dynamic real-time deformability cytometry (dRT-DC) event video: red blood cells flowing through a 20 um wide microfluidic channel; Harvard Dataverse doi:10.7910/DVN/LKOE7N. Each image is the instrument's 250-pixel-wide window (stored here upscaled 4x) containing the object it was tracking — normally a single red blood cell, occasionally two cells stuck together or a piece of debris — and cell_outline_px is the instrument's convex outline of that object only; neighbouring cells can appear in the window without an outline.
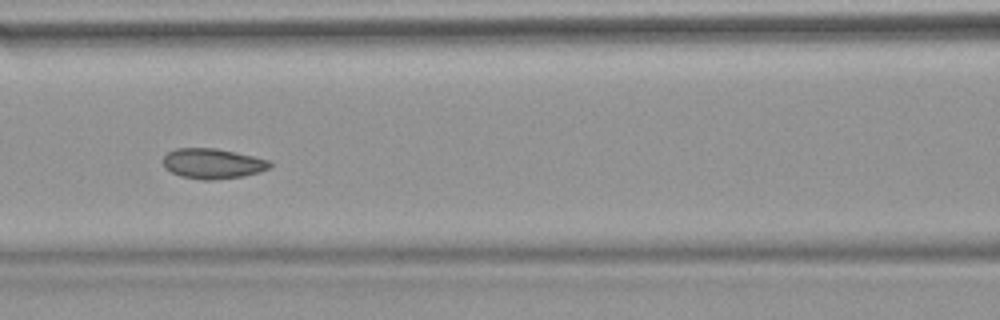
{"species": "common noctule bat (a hibernating species)", "species_latin": "Nyctalus noctula", "temperature_condition": "warm", "stored_images_in_passage": 54, "camera_frame_rate_fps": 3000, "um_per_image_px": 0.085, "animal": {"sex": "female", "body_mass_g": 18.4}, "frame": {"image": 1, "passage_image": 24, "time_ms": 7.667, "image_size_px": [1000, 320], "cell_outline_px": [[272, 164], [268, 168], [260, 172], [244, 176], [212, 180], [204, 180], [180, 176], [164, 168], [164, 156], [168, 152], [176, 148], [216, 148], [236, 152], [272, 160]], "centroid_in_image_um": [18.1, 13.9], "position_along_channel_um": 148.5, "area_um2": 18.9}, "authors_computed_cell_mechanics": {"area_um2": 19.4786, "velocity_mm_per_s": 3.7975, "shape_relaxation_time_tau1_ms": 7.508, "shape_relaxation_time_tau2_ms": 1.9443, "deformation_change_tau1": 0.0933, "deformation_change_tau2": 0.0461}}